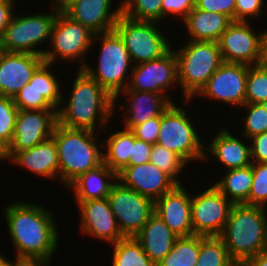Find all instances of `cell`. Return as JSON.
<instances>
[{"instance_id":"obj_1","label":"cell","mask_w":267,"mask_h":266,"mask_svg":"<svg viewBox=\"0 0 267 266\" xmlns=\"http://www.w3.org/2000/svg\"><path fill=\"white\" fill-rule=\"evenodd\" d=\"M3 211L15 256L52 263L60 241L54 213L46 206L26 201H10Z\"/></svg>"},{"instance_id":"obj_2","label":"cell","mask_w":267,"mask_h":266,"mask_svg":"<svg viewBox=\"0 0 267 266\" xmlns=\"http://www.w3.org/2000/svg\"><path fill=\"white\" fill-rule=\"evenodd\" d=\"M75 74L69 97L63 96L57 110L58 123L95 132L106 130L114 114V98L83 69Z\"/></svg>"},{"instance_id":"obj_3","label":"cell","mask_w":267,"mask_h":266,"mask_svg":"<svg viewBox=\"0 0 267 266\" xmlns=\"http://www.w3.org/2000/svg\"><path fill=\"white\" fill-rule=\"evenodd\" d=\"M267 207L234 204L220 235L229 257L242 266L249 258L267 251Z\"/></svg>"},{"instance_id":"obj_4","label":"cell","mask_w":267,"mask_h":266,"mask_svg":"<svg viewBox=\"0 0 267 266\" xmlns=\"http://www.w3.org/2000/svg\"><path fill=\"white\" fill-rule=\"evenodd\" d=\"M97 133L65 127L58 122L55 125L52 138L58 151L59 180L65 187L103 162L102 143L98 141Z\"/></svg>"},{"instance_id":"obj_5","label":"cell","mask_w":267,"mask_h":266,"mask_svg":"<svg viewBox=\"0 0 267 266\" xmlns=\"http://www.w3.org/2000/svg\"><path fill=\"white\" fill-rule=\"evenodd\" d=\"M187 42V43H186ZM174 50L177 57L178 83L183 92V102L192 99L207 84L223 63L218 42L187 40Z\"/></svg>"},{"instance_id":"obj_6","label":"cell","mask_w":267,"mask_h":266,"mask_svg":"<svg viewBox=\"0 0 267 266\" xmlns=\"http://www.w3.org/2000/svg\"><path fill=\"white\" fill-rule=\"evenodd\" d=\"M99 39L98 64L91 67L87 62L82 69L115 98L128 87L133 63L124 41L115 30L95 34L92 44Z\"/></svg>"},{"instance_id":"obj_7","label":"cell","mask_w":267,"mask_h":266,"mask_svg":"<svg viewBox=\"0 0 267 266\" xmlns=\"http://www.w3.org/2000/svg\"><path fill=\"white\" fill-rule=\"evenodd\" d=\"M175 102L161 115V125L157 144L175 152L187 164L203 162L205 145L202 137L195 128L194 120L189 115L188 109ZM193 121V122H192Z\"/></svg>"},{"instance_id":"obj_8","label":"cell","mask_w":267,"mask_h":266,"mask_svg":"<svg viewBox=\"0 0 267 266\" xmlns=\"http://www.w3.org/2000/svg\"><path fill=\"white\" fill-rule=\"evenodd\" d=\"M50 10L49 13L34 12L23 16L14 14L0 39V50L31 53L43 57L46 49L41 47L44 43L50 42L52 27L58 14L52 8Z\"/></svg>"},{"instance_id":"obj_9","label":"cell","mask_w":267,"mask_h":266,"mask_svg":"<svg viewBox=\"0 0 267 266\" xmlns=\"http://www.w3.org/2000/svg\"><path fill=\"white\" fill-rule=\"evenodd\" d=\"M94 33L82 23L72 20L65 13H58L52 27L49 46L43 55L44 62L55 64L79 61L77 69H82L88 62V52L92 50ZM87 59V60H86Z\"/></svg>"},{"instance_id":"obj_10","label":"cell","mask_w":267,"mask_h":266,"mask_svg":"<svg viewBox=\"0 0 267 266\" xmlns=\"http://www.w3.org/2000/svg\"><path fill=\"white\" fill-rule=\"evenodd\" d=\"M160 24L131 19L123 14L117 20L114 30L124 41L134 65L160 58L172 48Z\"/></svg>"},{"instance_id":"obj_11","label":"cell","mask_w":267,"mask_h":266,"mask_svg":"<svg viewBox=\"0 0 267 266\" xmlns=\"http://www.w3.org/2000/svg\"><path fill=\"white\" fill-rule=\"evenodd\" d=\"M108 200L124 237H135L154 214V201L117 181Z\"/></svg>"},{"instance_id":"obj_12","label":"cell","mask_w":267,"mask_h":266,"mask_svg":"<svg viewBox=\"0 0 267 266\" xmlns=\"http://www.w3.org/2000/svg\"><path fill=\"white\" fill-rule=\"evenodd\" d=\"M202 191L195 195L191 193L193 233L220 236L234 204L214 184Z\"/></svg>"},{"instance_id":"obj_13","label":"cell","mask_w":267,"mask_h":266,"mask_svg":"<svg viewBox=\"0 0 267 266\" xmlns=\"http://www.w3.org/2000/svg\"><path fill=\"white\" fill-rule=\"evenodd\" d=\"M223 62L260 64L264 56V31H255L251 21H233L218 40Z\"/></svg>"},{"instance_id":"obj_14","label":"cell","mask_w":267,"mask_h":266,"mask_svg":"<svg viewBox=\"0 0 267 266\" xmlns=\"http://www.w3.org/2000/svg\"><path fill=\"white\" fill-rule=\"evenodd\" d=\"M178 84L177 57L171 48L160 58L133 65L128 87L124 90L164 94L174 102L169 91Z\"/></svg>"},{"instance_id":"obj_15","label":"cell","mask_w":267,"mask_h":266,"mask_svg":"<svg viewBox=\"0 0 267 266\" xmlns=\"http://www.w3.org/2000/svg\"><path fill=\"white\" fill-rule=\"evenodd\" d=\"M54 66L43 62L35 70L30 81L13 98L18 110L60 108L64 91L61 89L60 80L53 73Z\"/></svg>"},{"instance_id":"obj_16","label":"cell","mask_w":267,"mask_h":266,"mask_svg":"<svg viewBox=\"0 0 267 266\" xmlns=\"http://www.w3.org/2000/svg\"><path fill=\"white\" fill-rule=\"evenodd\" d=\"M249 65L223 62L196 95L205 99L241 108L245 104L246 81ZM236 106H238L236 108Z\"/></svg>"},{"instance_id":"obj_17","label":"cell","mask_w":267,"mask_h":266,"mask_svg":"<svg viewBox=\"0 0 267 266\" xmlns=\"http://www.w3.org/2000/svg\"><path fill=\"white\" fill-rule=\"evenodd\" d=\"M57 122L56 109L18 110L14 137L5 152L24 151L49 139Z\"/></svg>"},{"instance_id":"obj_18","label":"cell","mask_w":267,"mask_h":266,"mask_svg":"<svg viewBox=\"0 0 267 266\" xmlns=\"http://www.w3.org/2000/svg\"><path fill=\"white\" fill-rule=\"evenodd\" d=\"M80 215L81 234L115 244L124 238L111 210L108 198L90 201H76Z\"/></svg>"},{"instance_id":"obj_19","label":"cell","mask_w":267,"mask_h":266,"mask_svg":"<svg viewBox=\"0 0 267 266\" xmlns=\"http://www.w3.org/2000/svg\"><path fill=\"white\" fill-rule=\"evenodd\" d=\"M43 62L39 55L0 50V96L14 98Z\"/></svg>"},{"instance_id":"obj_20","label":"cell","mask_w":267,"mask_h":266,"mask_svg":"<svg viewBox=\"0 0 267 266\" xmlns=\"http://www.w3.org/2000/svg\"><path fill=\"white\" fill-rule=\"evenodd\" d=\"M127 96L128 100L123 101V106L119 109H127L122 116L123 127L132 129L136 125H140L149 119H153L162 115V113L170 106L172 99H169L164 94L155 92L123 90L114 98V112L116 105L118 106V99L121 94ZM129 101V102H128ZM127 104V105H126ZM126 105V106H125ZM125 107V108H124Z\"/></svg>"},{"instance_id":"obj_21","label":"cell","mask_w":267,"mask_h":266,"mask_svg":"<svg viewBox=\"0 0 267 266\" xmlns=\"http://www.w3.org/2000/svg\"><path fill=\"white\" fill-rule=\"evenodd\" d=\"M118 181L154 202L177 186L167 174L150 162L126 166L118 173Z\"/></svg>"},{"instance_id":"obj_22","label":"cell","mask_w":267,"mask_h":266,"mask_svg":"<svg viewBox=\"0 0 267 266\" xmlns=\"http://www.w3.org/2000/svg\"><path fill=\"white\" fill-rule=\"evenodd\" d=\"M183 185H177L154 202L156 213L165 224L178 236H191V195Z\"/></svg>"},{"instance_id":"obj_23","label":"cell","mask_w":267,"mask_h":266,"mask_svg":"<svg viewBox=\"0 0 267 266\" xmlns=\"http://www.w3.org/2000/svg\"><path fill=\"white\" fill-rule=\"evenodd\" d=\"M218 130L211 135L209 145L205 146L203 162H210L209 156L211 155L220 162L219 164H222L225 168L224 172L228 169L243 168L252 164L250 143H247L249 139L243 135L242 138H237L226 127H219Z\"/></svg>"},{"instance_id":"obj_24","label":"cell","mask_w":267,"mask_h":266,"mask_svg":"<svg viewBox=\"0 0 267 266\" xmlns=\"http://www.w3.org/2000/svg\"><path fill=\"white\" fill-rule=\"evenodd\" d=\"M113 3V0H77L64 13L94 34L106 33L114 30L122 14V1L116 8L111 7Z\"/></svg>"},{"instance_id":"obj_25","label":"cell","mask_w":267,"mask_h":266,"mask_svg":"<svg viewBox=\"0 0 267 266\" xmlns=\"http://www.w3.org/2000/svg\"><path fill=\"white\" fill-rule=\"evenodd\" d=\"M4 160L41 178L59 181L58 151L52 137L24 151L5 152Z\"/></svg>"},{"instance_id":"obj_26","label":"cell","mask_w":267,"mask_h":266,"mask_svg":"<svg viewBox=\"0 0 267 266\" xmlns=\"http://www.w3.org/2000/svg\"><path fill=\"white\" fill-rule=\"evenodd\" d=\"M118 174L104 162L75 179L68 187L73 190L75 201H90L108 198Z\"/></svg>"},{"instance_id":"obj_27","label":"cell","mask_w":267,"mask_h":266,"mask_svg":"<svg viewBox=\"0 0 267 266\" xmlns=\"http://www.w3.org/2000/svg\"><path fill=\"white\" fill-rule=\"evenodd\" d=\"M144 252L157 264L172 250L178 236L154 213L135 236Z\"/></svg>"},{"instance_id":"obj_28","label":"cell","mask_w":267,"mask_h":266,"mask_svg":"<svg viewBox=\"0 0 267 266\" xmlns=\"http://www.w3.org/2000/svg\"><path fill=\"white\" fill-rule=\"evenodd\" d=\"M191 41L218 42L221 34L233 22L221 13L202 11L194 7L186 18L181 21Z\"/></svg>"},{"instance_id":"obj_29","label":"cell","mask_w":267,"mask_h":266,"mask_svg":"<svg viewBox=\"0 0 267 266\" xmlns=\"http://www.w3.org/2000/svg\"><path fill=\"white\" fill-rule=\"evenodd\" d=\"M102 142L103 162L117 174L126 166H129L132 145H134V134L130 129L120 128L119 131L109 133ZM107 149V150H106Z\"/></svg>"},{"instance_id":"obj_30","label":"cell","mask_w":267,"mask_h":266,"mask_svg":"<svg viewBox=\"0 0 267 266\" xmlns=\"http://www.w3.org/2000/svg\"><path fill=\"white\" fill-rule=\"evenodd\" d=\"M214 185L233 203L248 205L252 186V164L243 168L228 169Z\"/></svg>"},{"instance_id":"obj_31","label":"cell","mask_w":267,"mask_h":266,"mask_svg":"<svg viewBox=\"0 0 267 266\" xmlns=\"http://www.w3.org/2000/svg\"><path fill=\"white\" fill-rule=\"evenodd\" d=\"M201 235L181 236L172 250L157 266H196L199 258Z\"/></svg>"},{"instance_id":"obj_32","label":"cell","mask_w":267,"mask_h":266,"mask_svg":"<svg viewBox=\"0 0 267 266\" xmlns=\"http://www.w3.org/2000/svg\"><path fill=\"white\" fill-rule=\"evenodd\" d=\"M112 246V266H156L135 237H124Z\"/></svg>"},{"instance_id":"obj_33","label":"cell","mask_w":267,"mask_h":266,"mask_svg":"<svg viewBox=\"0 0 267 266\" xmlns=\"http://www.w3.org/2000/svg\"><path fill=\"white\" fill-rule=\"evenodd\" d=\"M196 266H238L230 257L220 236H201Z\"/></svg>"},{"instance_id":"obj_34","label":"cell","mask_w":267,"mask_h":266,"mask_svg":"<svg viewBox=\"0 0 267 266\" xmlns=\"http://www.w3.org/2000/svg\"><path fill=\"white\" fill-rule=\"evenodd\" d=\"M150 163L161 169L177 185H182L179 175L181 176L184 169H187L186 166L189 165L175 152L157 143L152 146Z\"/></svg>"},{"instance_id":"obj_35","label":"cell","mask_w":267,"mask_h":266,"mask_svg":"<svg viewBox=\"0 0 267 266\" xmlns=\"http://www.w3.org/2000/svg\"><path fill=\"white\" fill-rule=\"evenodd\" d=\"M163 0H122V14L135 20L162 23Z\"/></svg>"},{"instance_id":"obj_36","label":"cell","mask_w":267,"mask_h":266,"mask_svg":"<svg viewBox=\"0 0 267 266\" xmlns=\"http://www.w3.org/2000/svg\"><path fill=\"white\" fill-rule=\"evenodd\" d=\"M246 110L241 116L240 124L243 125L241 134L250 139L251 137L267 132V104L245 103L242 109Z\"/></svg>"},{"instance_id":"obj_37","label":"cell","mask_w":267,"mask_h":266,"mask_svg":"<svg viewBox=\"0 0 267 266\" xmlns=\"http://www.w3.org/2000/svg\"><path fill=\"white\" fill-rule=\"evenodd\" d=\"M245 103L267 104V71L261 64L248 67Z\"/></svg>"},{"instance_id":"obj_38","label":"cell","mask_w":267,"mask_h":266,"mask_svg":"<svg viewBox=\"0 0 267 266\" xmlns=\"http://www.w3.org/2000/svg\"><path fill=\"white\" fill-rule=\"evenodd\" d=\"M17 115L13 98L0 96V146L4 150L13 140Z\"/></svg>"},{"instance_id":"obj_39","label":"cell","mask_w":267,"mask_h":266,"mask_svg":"<svg viewBox=\"0 0 267 266\" xmlns=\"http://www.w3.org/2000/svg\"><path fill=\"white\" fill-rule=\"evenodd\" d=\"M252 173L248 205L267 207V163L252 162Z\"/></svg>"},{"instance_id":"obj_40","label":"cell","mask_w":267,"mask_h":266,"mask_svg":"<svg viewBox=\"0 0 267 266\" xmlns=\"http://www.w3.org/2000/svg\"><path fill=\"white\" fill-rule=\"evenodd\" d=\"M265 0H235V21L249 22L252 19L263 18L261 14ZM261 15V16H260ZM255 18V19H254Z\"/></svg>"},{"instance_id":"obj_41","label":"cell","mask_w":267,"mask_h":266,"mask_svg":"<svg viewBox=\"0 0 267 266\" xmlns=\"http://www.w3.org/2000/svg\"><path fill=\"white\" fill-rule=\"evenodd\" d=\"M162 24L166 17L174 18L177 16L182 21L189 12L195 7V0H163L162 1ZM172 15V16H171Z\"/></svg>"},{"instance_id":"obj_42","label":"cell","mask_w":267,"mask_h":266,"mask_svg":"<svg viewBox=\"0 0 267 266\" xmlns=\"http://www.w3.org/2000/svg\"><path fill=\"white\" fill-rule=\"evenodd\" d=\"M195 7L202 11L224 14L235 21V0H195Z\"/></svg>"},{"instance_id":"obj_43","label":"cell","mask_w":267,"mask_h":266,"mask_svg":"<svg viewBox=\"0 0 267 266\" xmlns=\"http://www.w3.org/2000/svg\"><path fill=\"white\" fill-rule=\"evenodd\" d=\"M160 125L161 116L149 119L140 125L134 126L131 131L137 139L155 144L158 140Z\"/></svg>"},{"instance_id":"obj_44","label":"cell","mask_w":267,"mask_h":266,"mask_svg":"<svg viewBox=\"0 0 267 266\" xmlns=\"http://www.w3.org/2000/svg\"><path fill=\"white\" fill-rule=\"evenodd\" d=\"M153 144L137 139L134 136V145L130 154L129 165H139L150 162Z\"/></svg>"},{"instance_id":"obj_45","label":"cell","mask_w":267,"mask_h":266,"mask_svg":"<svg viewBox=\"0 0 267 266\" xmlns=\"http://www.w3.org/2000/svg\"><path fill=\"white\" fill-rule=\"evenodd\" d=\"M252 162L267 163V132L249 139Z\"/></svg>"},{"instance_id":"obj_46","label":"cell","mask_w":267,"mask_h":266,"mask_svg":"<svg viewBox=\"0 0 267 266\" xmlns=\"http://www.w3.org/2000/svg\"><path fill=\"white\" fill-rule=\"evenodd\" d=\"M16 0H4L0 4V39L3 37L6 27L14 16Z\"/></svg>"},{"instance_id":"obj_47","label":"cell","mask_w":267,"mask_h":266,"mask_svg":"<svg viewBox=\"0 0 267 266\" xmlns=\"http://www.w3.org/2000/svg\"><path fill=\"white\" fill-rule=\"evenodd\" d=\"M47 260L41 258H30V257H17L15 256V261H11L12 266H51Z\"/></svg>"},{"instance_id":"obj_48","label":"cell","mask_w":267,"mask_h":266,"mask_svg":"<svg viewBox=\"0 0 267 266\" xmlns=\"http://www.w3.org/2000/svg\"><path fill=\"white\" fill-rule=\"evenodd\" d=\"M77 0H51L50 6L58 13H64L69 7H71Z\"/></svg>"},{"instance_id":"obj_49","label":"cell","mask_w":267,"mask_h":266,"mask_svg":"<svg viewBox=\"0 0 267 266\" xmlns=\"http://www.w3.org/2000/svg\"><path fill=\"white\" fill-rule=\"evenodd\" d=\"M242 266H267V251L249 258Z\"/></svg>"},{"instance_id":"obj_50","label":"cell","mask_w":267,"mask_h":266,"mask_svg":"<svg viewBox=\"0 0 267 266\" xmlns=\"http://www.w3.org/2000/svg\"><path fill=\"white\" fill-rule=\"evenodd\" d=\"M0 266H12L11 261L0 253Z\"/></svg>"},{"instance_id":"obj_51","label":"cell","mask_w":267,"mask_h":266,"mask_svg":"<svg viewBox=\"0 0 267 266\" xmlns=\"http://www.w3.org/2000/svg\"><path fill=\"white\" fill-rule=\"evenodd\" d=\"M264 31V56H267V29Z\"/></svg>"},{"instance_id":"obj_52","label":"cell","mask_w":267,"mask_h":266,"mask_svg":"<svg viewBox=\"0 0 267 266\" xmlns=\"http://www.w3.org/2000/svg\"><path fill=\"white\" fill-rule=\"evenodd\" d=\"M260 64L266 69L267 71V56H263L261 61H260Z\"/></svg>"},{"instance_id":"obj_53","label":"cell","mask_w":267,"mask_h":266,"mask_svg":"<svg viewBox=\"0 0 267 266\" xmlns=\"http://www.w3.org/2000/svg\"><path fill=\"white\" fill-rule=\"evenodd\" d=\"M5 158V150L0 146V162Z\"/></svg>"}]
</instances>
